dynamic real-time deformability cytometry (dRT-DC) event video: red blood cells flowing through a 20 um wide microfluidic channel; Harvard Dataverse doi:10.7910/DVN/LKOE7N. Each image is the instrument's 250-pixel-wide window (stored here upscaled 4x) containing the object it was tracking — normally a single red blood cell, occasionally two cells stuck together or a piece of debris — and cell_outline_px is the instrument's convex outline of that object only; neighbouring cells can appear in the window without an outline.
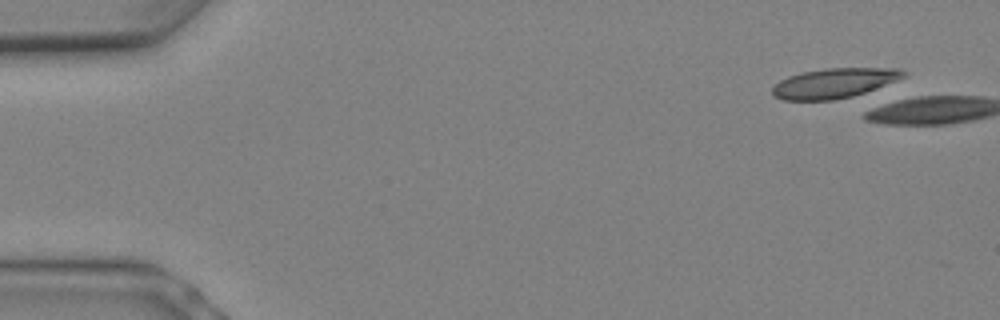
{"species": "Egyptian fruit bat (a non-hibernating species)", "species_latin": "Rousettus aegyptiacus", "temperature_condition": "warm", "stored_images_in_passage": 2, "camera_frame_rate_fps": 3000, "um_per_image_px": 0.085, "animal": {"sex": "female"}, "frame": {"image": 1, "passage_image": 1, "time_ms": 0.0, "image_size_px": [1000, 320], "cell_outline_px": [[908, 76], [876, 88], [852, 96], [832, 100], [784, 100], [772, 96], [772, 88], [780, 80], [788, 76], [804, 72], [828, 68], [900, 68], [908, 72]], "centroid_in_image_um": [70.93, 7.06], "position_along_channel_um": 14.1, "area_um2": 22.77}}